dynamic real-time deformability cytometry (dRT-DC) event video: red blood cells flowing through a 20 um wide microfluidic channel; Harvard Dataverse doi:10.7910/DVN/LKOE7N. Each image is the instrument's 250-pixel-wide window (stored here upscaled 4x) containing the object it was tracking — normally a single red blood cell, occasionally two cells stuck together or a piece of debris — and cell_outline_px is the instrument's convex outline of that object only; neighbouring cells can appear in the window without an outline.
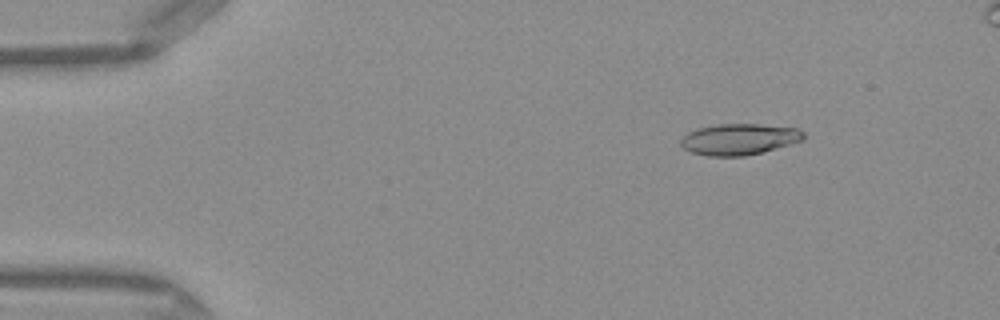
{"species": "Egyptian fruit bat (a non-hibernating species)", "species_latin": "Rousettus aegyptiacus", "temperature_condition": "warm", "stored_images_in_passage": 45, "segment_of_instrument_passage": [1, 2], "camera_frame_rate_fps": 3000, "um_per_image_px": 0.085, "frame": {"image": 1, "passage_image": 2, "time_ms": 0.333, "image_size_px": [1000, 320], "cell_outline_px": [[804, 140], [764, 152], [744, 156], [708, 156], [692, 152], [684, 148], [680, 144], [680, 140], [688, 132], [700, 128], [716, 124], [760, 124], [796, 128], [804, 132]], "centroid_in_image_um": [62.85, 11.84], "position_along_channel_um": 22.2, "area_um2": 22.31}}
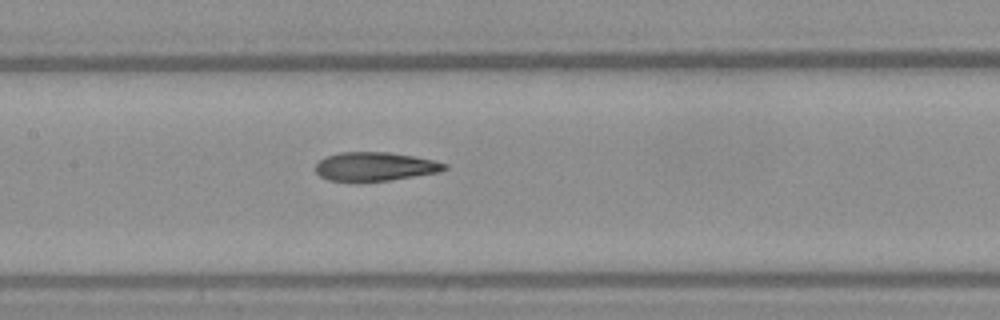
{"frame": {"image": 2, "passage_image": 19, "time_ms": 6.0, "image_size_px": [1000, 320], "cell_outline_px": [[448, 168], [440, 172], [388, 180], [328, 180], [320, 176], [316, 172], [316, 164], [320, 160], [328, 156], [340, 152], [388, 152], [412, 156], [432, 160], [448, 164]], "centroid_in_image_um": [31.9, 14.14], "position_along_channel_um": 175.5, "area_um2": 21.15}}
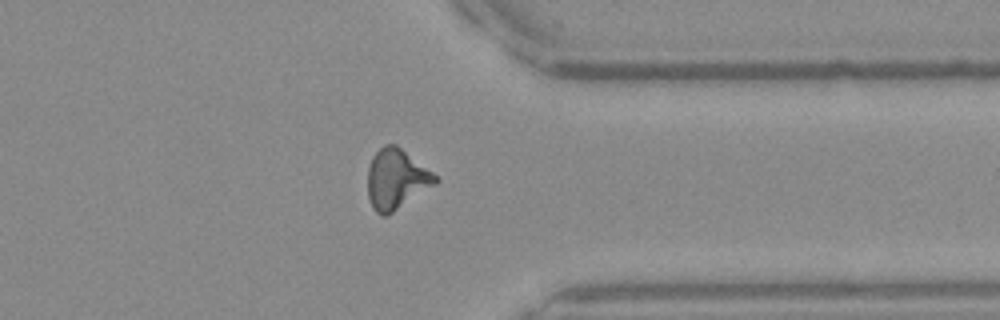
{"frame": {"image": 3, "passage_image": 34, "time_ms": 11.0, "image_size_px": [1000, 320], "cell_outline_px": [[440, 180], [436, 184], [388, 216], [380, 216], [372, 208], [368, 196], [368, 168], [372, 156], [384, 144], [396, 144], [432, 172]], "centroid_in_image_um": [33.67, 15.25], "position_along_channel_um": 377.7, "area_um2": 23.76}}